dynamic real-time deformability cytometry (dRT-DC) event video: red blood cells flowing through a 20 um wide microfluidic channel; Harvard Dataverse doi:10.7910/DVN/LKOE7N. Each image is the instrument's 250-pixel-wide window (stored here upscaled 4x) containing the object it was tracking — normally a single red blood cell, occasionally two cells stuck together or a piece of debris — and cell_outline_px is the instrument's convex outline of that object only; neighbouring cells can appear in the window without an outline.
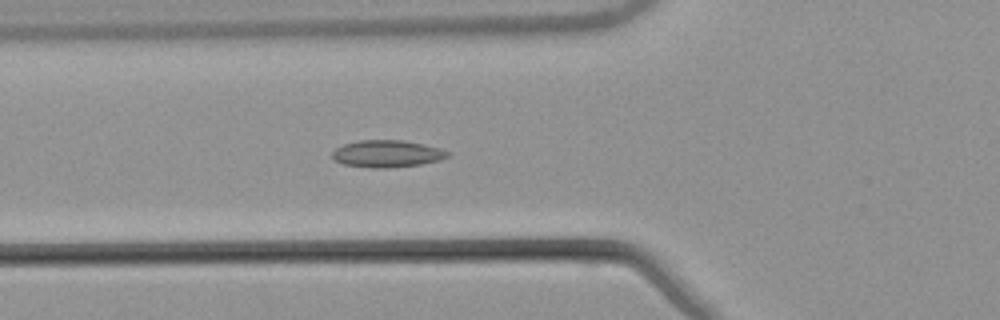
{"species": "common noctule bat (a hibernating species)", "species_latin": "Nyctalus noctula", "temperature_condition": "warm", "stored_images_in_passage": 45, "camera_frame_rate_fps": 3000, "um_per_image_px": 0.085, "animal": {"sex": "male", "body_mass_g": 21.5, "forearm_length_mm": 52.0}, "frame": {"image": 1, "passage_image": 11, "time_ms": 3.333, "image_size_px": [1000, 320], "cell_outline_px": [[448, 156], [440, 160], [420, 164], [388, 168], [372, 168], [344, 164], [332, 160], [332, 152], [336, 148], [344, 144], [360, 140], [404, 140], [440, 148], [448, 152]], "centroid_in_image_um": [32.86, 13.07], "position_along_channel_um": 92.9, "area_um2": 18.15}}
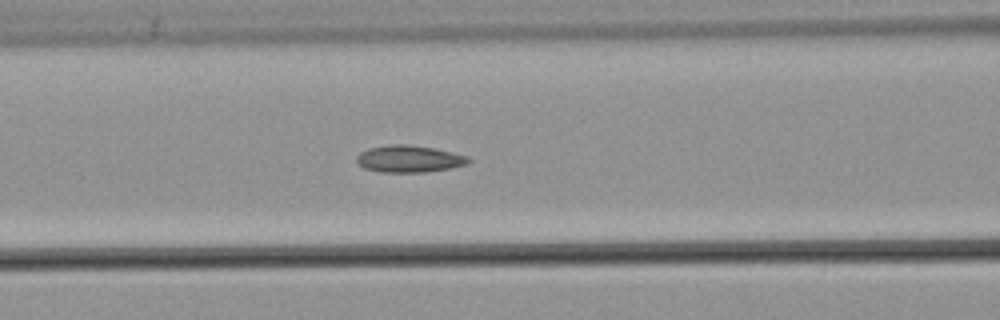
{"frame": {"image": 2, "passage_image": 14, "time_ms": 4.333, "image_size_px": [1000, 320], "cell_outline_px": [[472, 160], [468, 164], [448, 168], [424, 172], [380, 172], [364, 168], [356, 164], [356, 156], [360, 152], [368, 148], [388, 144], [408, 144], [432, 148], [452, 152], [468, 156]], "centroid_in_image_um": [34.73, 13.5], "position_along_channel_um": 131.9, "area_um2": 17.69}}
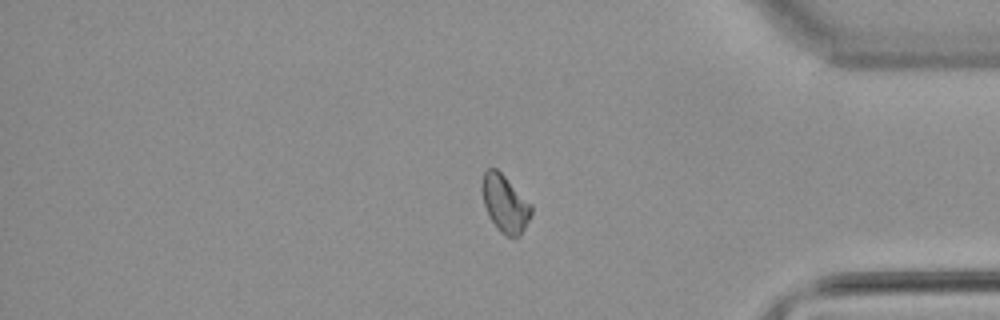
{"frame": {"image": 3, "passage_image": 36, "time_ms": 11.667, "image_size_px": [1000, 320], "cell_outline_px": [[532, 212], [520, 236], [504, 236], [496, 228], [488, 216], [484, 204], [480, 188], [480, 184], [484, 172], [488, 168], [496, 168], [532, 204]], "centroid_in_image_um": [42.89, 17.3], "position_along_channel_um": 392.3, "area_um2": 16.53}}